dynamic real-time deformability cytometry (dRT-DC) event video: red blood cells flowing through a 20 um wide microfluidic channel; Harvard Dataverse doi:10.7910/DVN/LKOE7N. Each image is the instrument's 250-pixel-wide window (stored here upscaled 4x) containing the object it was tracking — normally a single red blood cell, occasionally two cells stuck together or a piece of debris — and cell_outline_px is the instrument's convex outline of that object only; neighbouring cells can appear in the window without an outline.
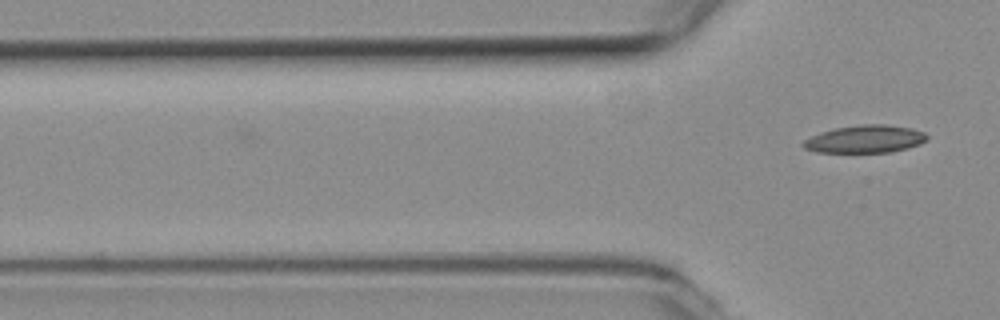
{"species": "common noctule bat (a hibernating species)", "species_latin": "Nyctalus noctula", "temperature_condition": "room temperature", "stored_images_in_passage": 2, "camera_frame_rate_fps": 3000, "um_per_image_px": 0.085, "animal": {"sex": "female", "body_mass_g": 19.3, "forearm_length_mm": 54.1}, "frame": {"image": 1, "passage_image": 2, "time_ms": 0.333, "image_size_px": [1000, 320], "cell_outline_px": [[928, 140], [920, 144], [908, 148], [892, 152], [816, 152], [804, 148], [800, 144], [804, 140], [812, 136], [836, 128], [860, 124], [884, 124], [912, 128], [924, 132], [928, 136]], "centroid_in_image_um": [73.57, 11.82], "position_along_channel_um": 52.2, "area_um2": 19.94}}